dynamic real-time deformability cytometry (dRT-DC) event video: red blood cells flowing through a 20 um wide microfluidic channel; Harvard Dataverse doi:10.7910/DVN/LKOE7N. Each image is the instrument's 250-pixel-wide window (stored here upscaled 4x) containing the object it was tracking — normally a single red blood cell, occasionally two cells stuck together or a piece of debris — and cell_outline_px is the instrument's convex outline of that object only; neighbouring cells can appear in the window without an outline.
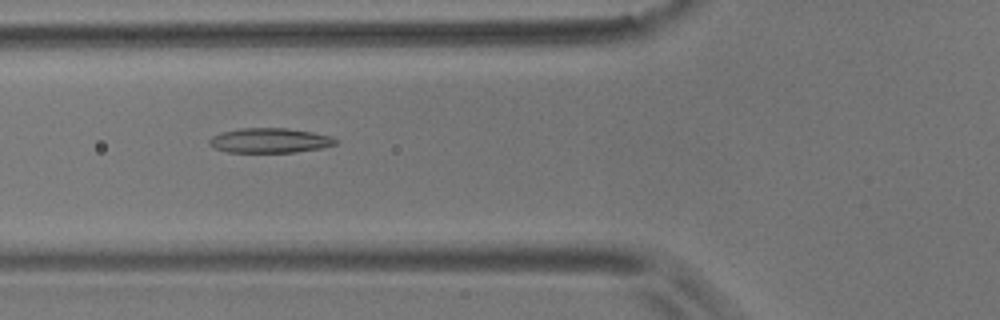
{"species": "common noctule bat (a hibernating species)", "species_latin": "Nyctalus noctula", "temperature_condition": "room temperature", "stored_images_in_passage": 6, "camera_frame_rate_fps": 3000, "um_per_image_px": 0.085, "animal": {"sex": "male", "body_mass_g": 17.9}, "frame": {"image": 1, "passage_image": 6, "time_ms": 1.667, "image_size_px": [1000, 320], "cell_outline_px": [[336, 144], [324, 148], [296, 152], [228, 152], [216, 148], [208, 144], [208, 140], [212, 136], [220, 132], [240, 128], [288, 128], [312, 132], [328, 136], [336, 140]], "centroid_in_image_um": [22.9, 11.94], "position_along_channel_um": 102.9, "area_um2": 18.21}}